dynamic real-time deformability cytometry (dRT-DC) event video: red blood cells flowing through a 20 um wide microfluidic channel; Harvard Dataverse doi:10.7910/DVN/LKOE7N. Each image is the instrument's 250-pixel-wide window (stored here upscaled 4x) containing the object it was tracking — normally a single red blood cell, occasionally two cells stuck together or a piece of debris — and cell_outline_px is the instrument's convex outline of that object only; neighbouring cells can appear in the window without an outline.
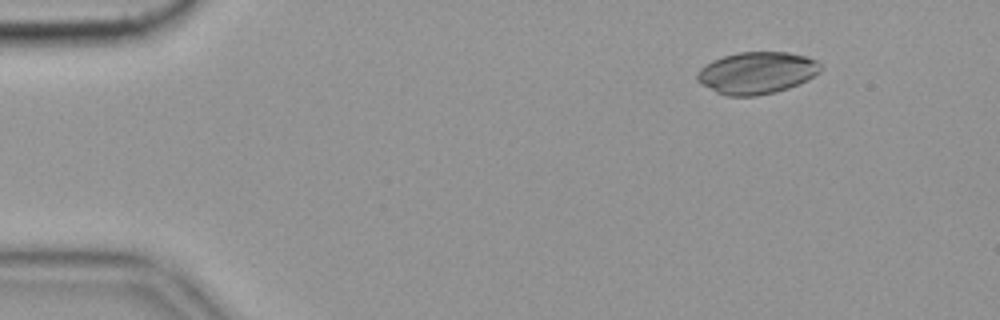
{"species": "common noctule bat (a hibernating species)", "species_latin": "Nyctalus noctula", "temperature_condition": "cold", "stored_images_in_passage": 57, "camera_frame_rate_fps": 3000, "um_per_image_px": 0.085, "animal": {"sex": "female", "body_mass_g": 19.9}, "frame": {"image": 1, "passage_image": 7, "time_ms": 2.0, "image_size_px": [1000, 320], "cell_outline_px": [[820, 72], [788, 88], [756, 96], [728, 96], [716, 92], [700, 84], [696, 80], [696, 72], [700, 68], [712, 60], [724, 56], [740, 52], [788, 52], [804, 56], [816, 60], [820, 64]], "centroid_in_image_um": [64.26, 6.19], "position_along_channel_um": 20.7, "area_um2": 29.94}}
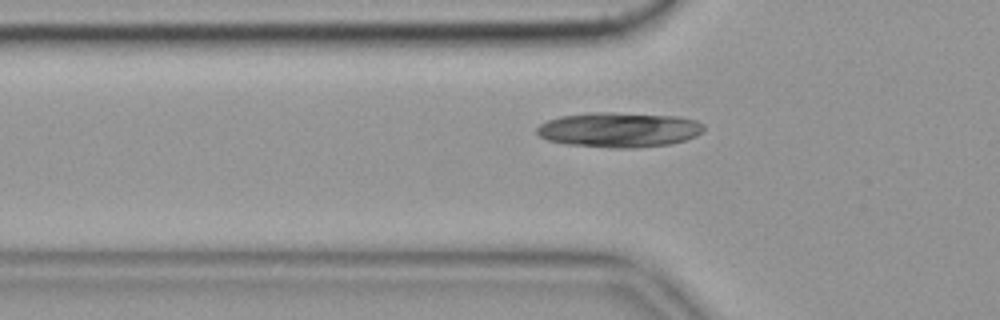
{"frame": {"image": 2, "passage_image": 19, "time_ms": 6.0, "image_size_px": [1000, 320], "cell_outline_px": [[704, 128], [696, 136], [672, 144], [636, 148], [612, 148], [564, 144], [548, 140], [540, 136], [536, 132], [536, 128], [540, 124], [548, 120], [560, 116], [592, 112], [612, 112], [680, 116], [696, 120], [704, 124]], "centroid_in_image_um": [52.62, 11.03], "position_along_channel_um": 73.2, "area_um2": 34.28}}
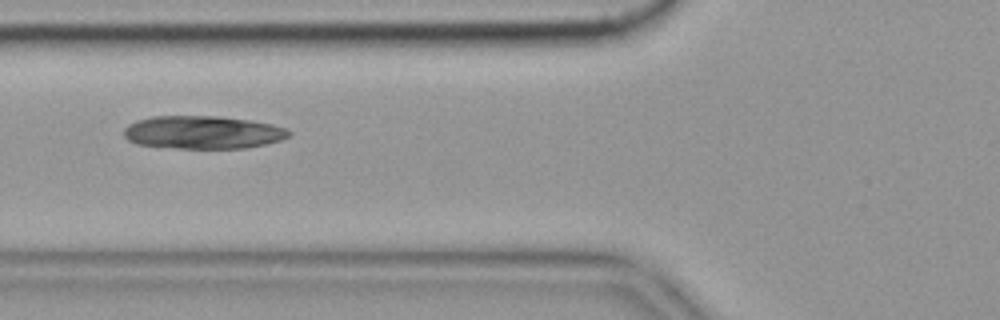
{"frame": {"image": 3, "passage_image": 22, "time_ms": 7.0, "image_size_px": [1000, 320], "cell_outline_px": [[292, 132], [288, 136], [280, 140], [248, 148], [176, 148], [136, 144], [128, 140], [124, 136], [124, 128], [128, 124], [136, 120], [152, 116], [220, 116], [248, 120], [272, 124], [288, 128]], "centroid_in_image_um": [17.23, 11.24], "position_along_channel_um": 108.6, "area_um2": 31.85}}